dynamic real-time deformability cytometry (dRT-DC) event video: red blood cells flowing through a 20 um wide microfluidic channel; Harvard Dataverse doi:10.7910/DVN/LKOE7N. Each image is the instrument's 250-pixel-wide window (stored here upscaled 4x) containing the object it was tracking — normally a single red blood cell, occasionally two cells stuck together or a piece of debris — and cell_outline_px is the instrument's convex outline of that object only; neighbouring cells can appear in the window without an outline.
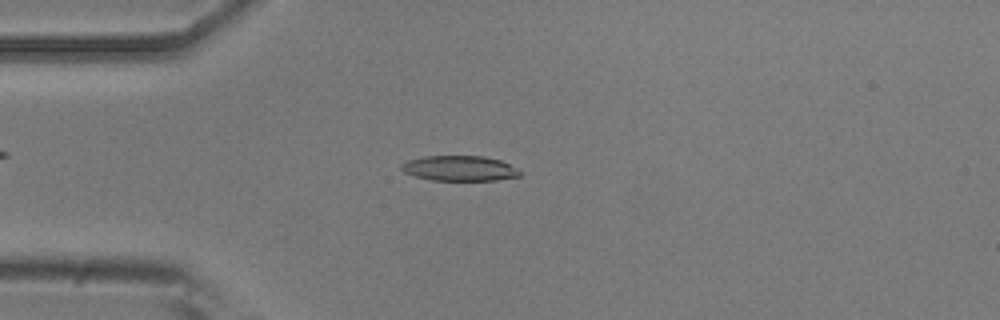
{"species": "common noctule bat (a hibernating species)", "species_latin": "Nyctalus noctula", "temperature_condition": "room temperature", "stored_images_in_passage": 52, "camera_frame_rate_fps": 3000, "um_per_image_px": 0.085, "animal": {"sex": "male", "body_mass_g": 20.5, "forearm_length_mm": 52.5}, "frame": {"image": 1, "passage_image": 13, "time_ms": 4.0, "image_size_px": [1000, 320], "cell_outline_px": [[524, 172], [520, 176], [496, 180], [432, 180], [416, 176], [404, 172], [400, 168], [400, 164], [408, 160], [424, 156], [484, 156], [500, 160]], "centroid_in_image_um": [39.07, 14.3], "position_along_channel_um": 45.9, "area_um2": 17.4}}
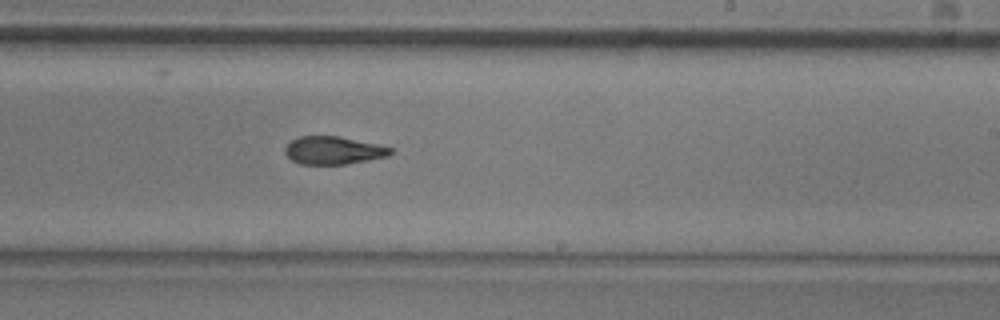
{"frame": {"image": 2, "passage_image": 31, "time_ms": 10.0, "image_size_px": [1000, 320], "cell_outline_px": [[392, 152], [388, 156], [368, 160], [344, 164], [300, 164], [292, 160], [284, 152], [284, 148], [292, 140], [300, 136], [340, 136], [376, 144], [392, 148]], "centroid_in_image_um": [28.32, 12.78], "position_along_channel_um": 260.7, "area_um2": 16.99}}
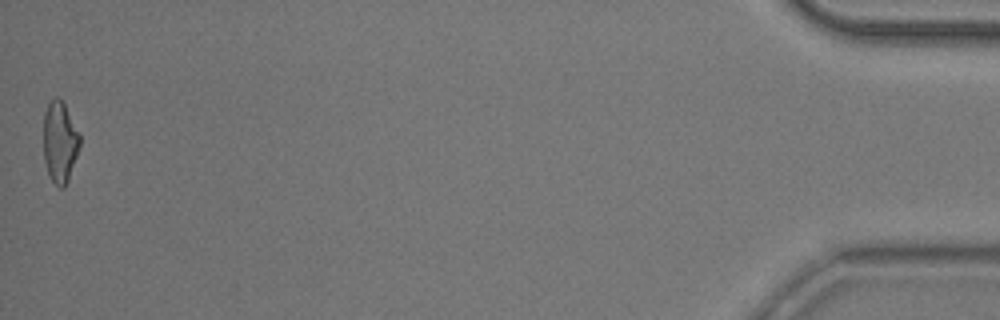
{"frame": {"image": 3, "passage_image": 52, "time_ms": 17.0, "image_size_px": [1000, 320], "cell_outline_px": [[80, 148], [68, 180], [64, 188], [60, 188], [52, 180], [48, 172], [44, 160], [44, 112], [48, 104], [56, 96], [64, 104], [80, 132]], "centroid_in_image_um": [5.1, 12.08], "position_along_channel_um": 430.1, "area_um2": 17.17}, "authors_computed_cell_mechanics": {"area_um2": 17.9758, "velocity_mm_per_s": 3.8108, "shape_relaxation_time_tau1_ms": 4.4023, "shape_relaxation_time_tau2_ms": 2.686, "deformation_change_tau1": 0.1523, "deformation_change_tau2": 0.1018}}